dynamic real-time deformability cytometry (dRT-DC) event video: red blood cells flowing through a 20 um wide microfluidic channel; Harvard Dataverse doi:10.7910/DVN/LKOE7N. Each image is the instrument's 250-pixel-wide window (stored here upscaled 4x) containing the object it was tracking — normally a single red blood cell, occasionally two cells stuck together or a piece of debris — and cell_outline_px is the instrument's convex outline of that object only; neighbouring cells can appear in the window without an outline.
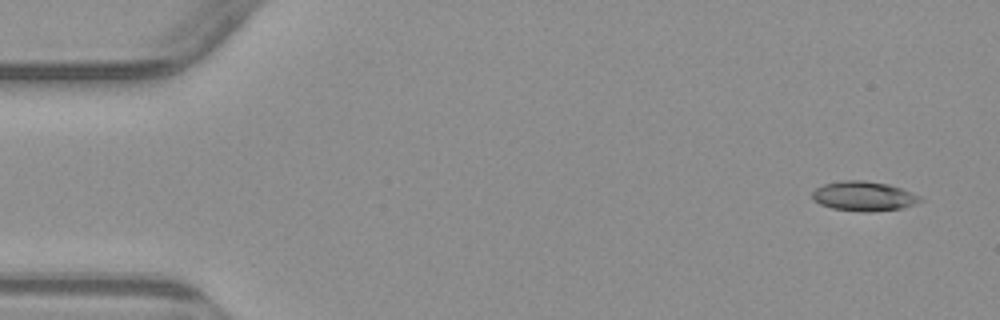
{"species": "common noctule bat (a hibernating species)", "species_latin": "Nyctalus noctula", "temperature_condition": "warm", "stored_images_in_passage": 5, "camera_frame_rate_fps": 3000, "um_per_image_px": 0.085, "animal": {"sex": "male", "body_mass_g": 23.1, "forearm_length_mm": 52.7}, "frame": {"image": 1, "passage_image": 1, "time_ms": 0.0, "image_size_px": [1000, 320], "cell_outline_px": [[924, 200], [904, 208], [872, 212], [860, 212], [832, 208], [820, 204], [812, 196], [812, 192], [816, 188], [824, 184], [844, 180], [864, 180], [888, 184], [912, 192], [920, 196]], "centroid_in_image_um": [73.45, 16.68], "position_along_channel_um": 11.6, "area_um2": 18.67}}